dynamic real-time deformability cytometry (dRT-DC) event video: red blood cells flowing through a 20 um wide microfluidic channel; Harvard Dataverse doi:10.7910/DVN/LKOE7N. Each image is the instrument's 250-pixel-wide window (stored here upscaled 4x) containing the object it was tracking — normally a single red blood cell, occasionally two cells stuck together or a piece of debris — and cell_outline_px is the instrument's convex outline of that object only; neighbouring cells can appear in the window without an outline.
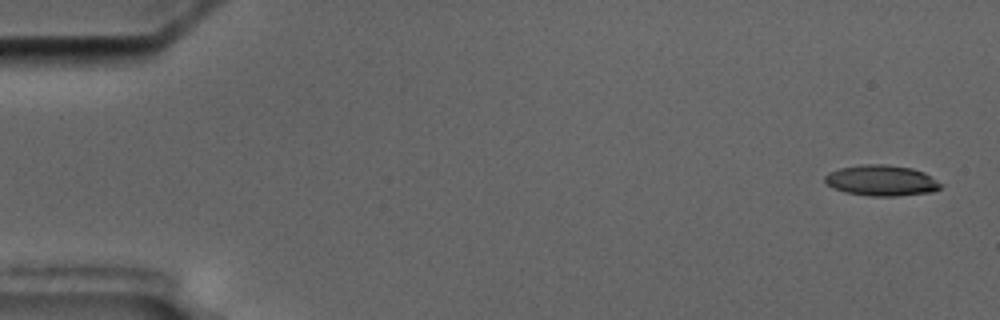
{"species": "common noctule bat (a hibernating species)", "species_latin": "Nyctalus noctula", "temperature_condition": "cold", "stored_images_in_passage": 12, "camera_frame_rate_fps": 3000, "um_per_image_px": 0.085, "animal": {"sex": "male", "body_mass_g": 17.5, "forearm_length_mm": 52.3}, "frame": {"image": 1, "passage_image": 1, "time_ms": 0.0, "image_size_px": [1000, 320], "cell_outline_px": [[944, 184], [940, 188], [932, 192], [896, 196], [868, 196], [844, 192], [832, 188], [824, 180], [824, 176], [828, 172], [840, 168], [860, 164], [888, 164], [912, 168], [924, 172]], "centroid_in_image_um": [74.92, 15.34], "position_along_channel_um": 10.1, "area_um2": 21.04}}
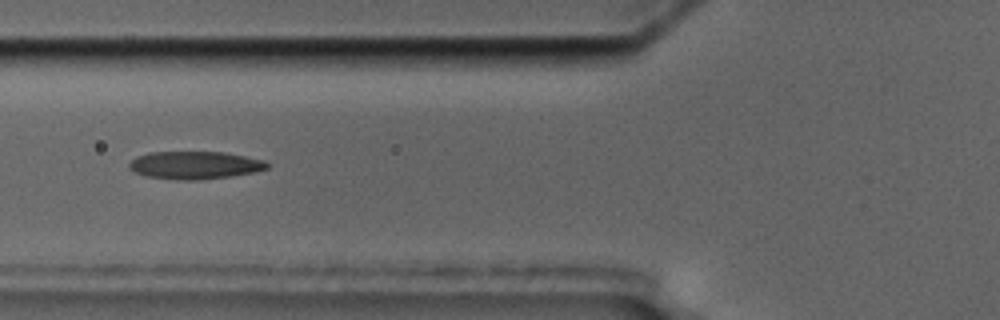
{"frame": {"image": 2, "passage_image": 6, "time_ms": 6.667, "image_size_px": [1000, 320], "cell_outline_px": [[268, 168], [252, 172], [232, 176], [196, 180], [180, 180], [148, 176], [136, 172], [128, 168], [128, 164], [136, 156], [148, 152], [224, 152], [264, 160], [268, 164]], "centroid_in_image_um": [16.54, 14.03], "position_along_channel_um": 109.3, "area_um2": 22.14}}
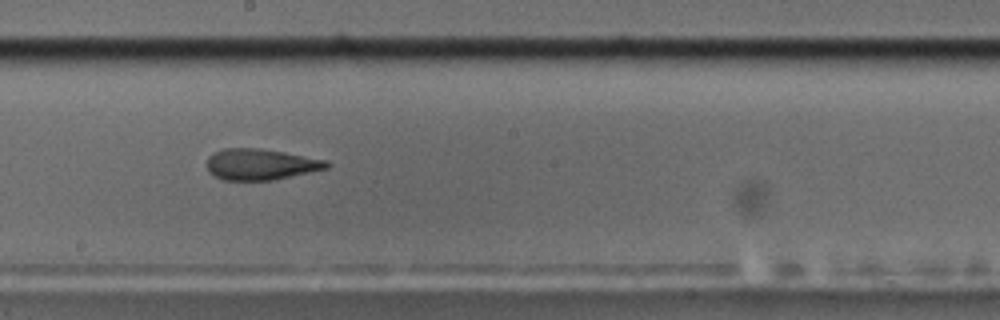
{"frame": {"image": 3, "passage_image": 9, "time_ms": 10.0, "image_size_px": [1000, 320], "cell_outline_px": [[332, 164], [328, 168], [272, 180], [224, 180], [208, 172], [208, 156], [212, 152], [224, 148], [260, 148], [284, 152], [328, 160]], "centroid_in_image_um": [22.16, 13.96], "position_along_channel_um": 226.0, "area_um2": 21.73}}